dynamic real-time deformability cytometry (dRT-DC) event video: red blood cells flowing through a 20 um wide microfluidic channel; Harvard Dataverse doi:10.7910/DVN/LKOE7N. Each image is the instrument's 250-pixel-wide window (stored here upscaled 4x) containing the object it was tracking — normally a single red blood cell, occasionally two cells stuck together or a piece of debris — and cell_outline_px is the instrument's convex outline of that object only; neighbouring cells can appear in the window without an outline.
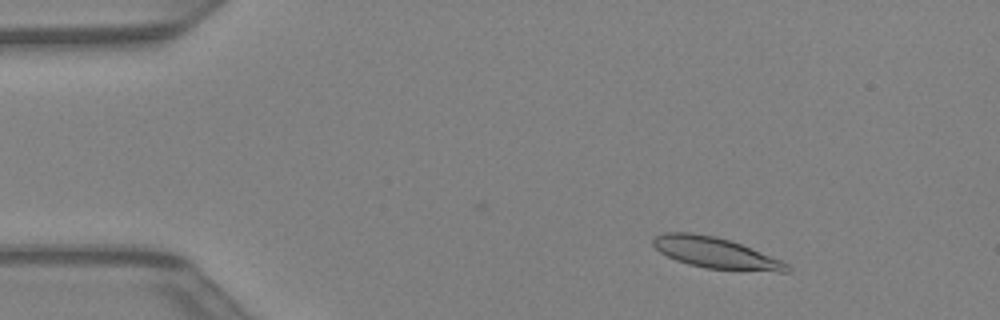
{"species": "Egyptian fruit bat (a non-hibernating species)", "species_latin": "Rousettus aegyptiacus", "temperature_condition": "warm", "stored_images_in_passage": 42, "camera_frame_rate_fps": 3000, "um_per_image_px": 0.085, "animal": {"sex": "female"}, "frame": {"image": 1, "passage_image": 6, "time_ms": 1.667, "image_size_px": [1000, 320], "cell_outline_px": [[792, 268], [788, 272], [776, 272], [704, 268], [688, 264], [676, 260], [660, 252], [652, 244], [652, 240], [656, 236], [664, 232], [692, 232], [712, 236], [728, 240], [740, 244], [780, 260], [788, 264]], "centroid_in_image_um": [60.8, 21.5], "position_along_channel_um": 24.2, "area_um2": 23.93}}
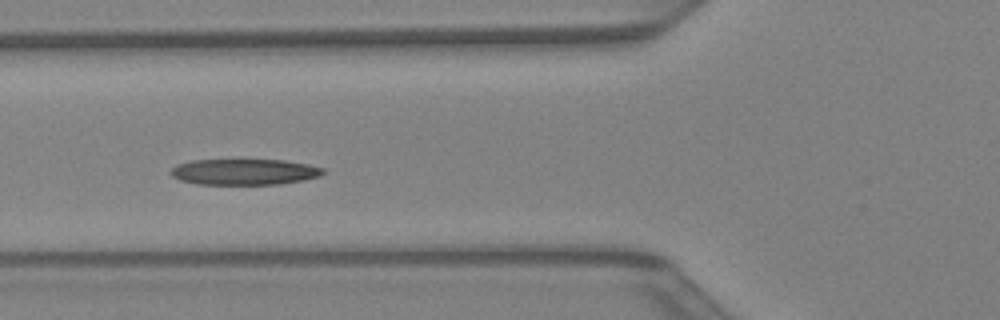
{"frame": {"image": 2, "passage_image": 16, "time_ms": 5.0, "image_size_px": [1000, 320], "cell_outline_px": [[324, 172], [320, 176], [304, 180], [280, 184], [196, 184], [180, 180], [172, 176], [168, 172], [176, 164], [192, 160], [244, 156], [284, 160], [308, 164], [324, 168]], "centroid_in_image_um": [20.73, 14.55], "position_along_channel_um": 105.1, "area_um2": 24.45}}
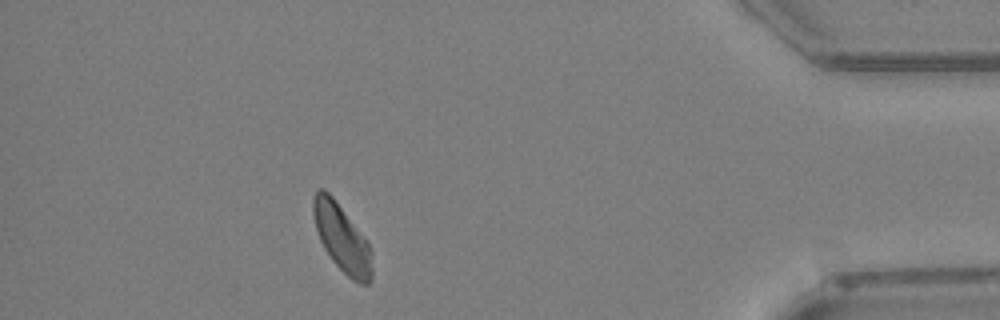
{"frame": {"image": 3, "passage_image": 38, "time_ms": 12.333, "image_size_px": [1000, 320], "cell_outline_px": [[372, 280], [368, 284], [360, 284], [352, 280], [332, 260], [324, 248], [320, 240], [316, 228], [312, 212], [312, 196], [320, 188], [324, 188], [332, 196], [368, 244], [372, 268]], "centroid_in_image_um": [29.02, 20.25], "position_along_channel_um": 406.2, "area_um2": 22.48}}